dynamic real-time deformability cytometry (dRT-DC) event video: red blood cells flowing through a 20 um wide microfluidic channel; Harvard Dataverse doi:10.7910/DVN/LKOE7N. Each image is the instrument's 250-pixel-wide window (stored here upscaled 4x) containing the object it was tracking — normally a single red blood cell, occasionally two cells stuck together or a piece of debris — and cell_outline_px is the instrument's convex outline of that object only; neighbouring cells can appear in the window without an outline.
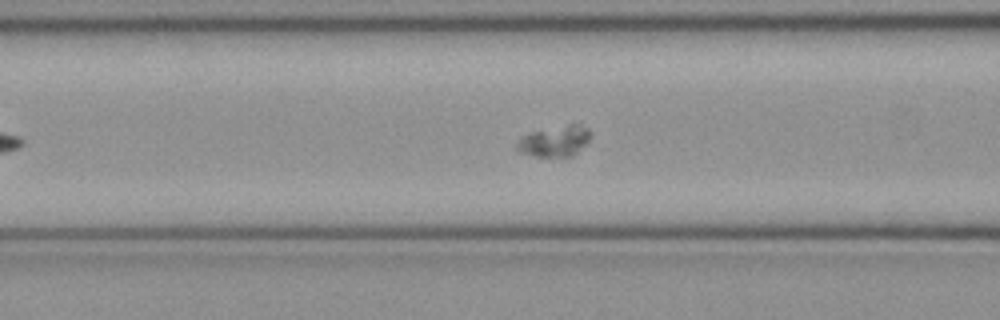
{"species": "common noctule bat (a hibernating species)", "species_latin": "Nyctalus noctula", "temperature_condition": "cold", "stored_images_in_passage": 42, "camera_frame_rate_fps": 3000, "um_per_image_px": 0.085, "animal": {"sex": "female", "body_mass_g": 21.9}, "frame": {"image": 1, "passage_image": 11, "time_ms": 3.333, "image_size_px": [1000, 320], "cell_outline_px": [[592, 136], [588, 144], [572, 156], [536, 156], [516, 152], [516, 144], [520, 136], [532, 132], [568, 124], [580, 124], [588, 128], [592, 132]], "centroid_in_image_um": [47.18, 11.99], "position_along_channel_um": 119.4, "area_um2": 13.47}}
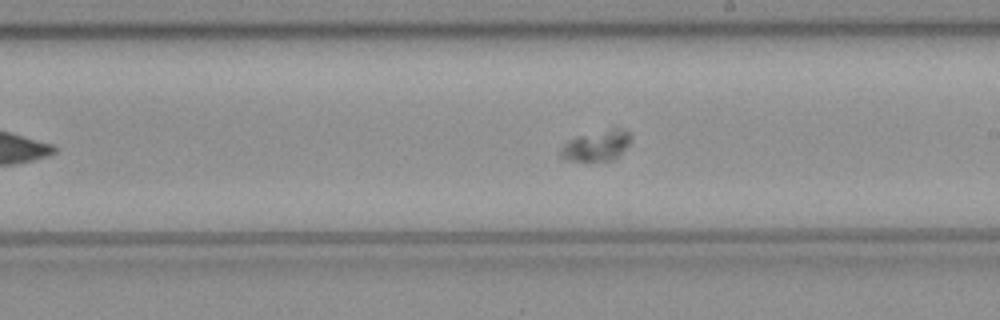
{"frame": {"image": 2, "passage_image": 20, "time_ms": 6.333, "image_size_px": [1000, 320], "cell_outline_px": [[632, 136], [628, 144], [612, 160], [568, 160], [560, 156], [560, 148], [568, 140], [576, 136], [612, 128], [620, 128], [628, 132]], "centroid_in_image_um": [50.68, 12.35], "position_along_channel_um": 238.3, "area_um2": 12.2}}
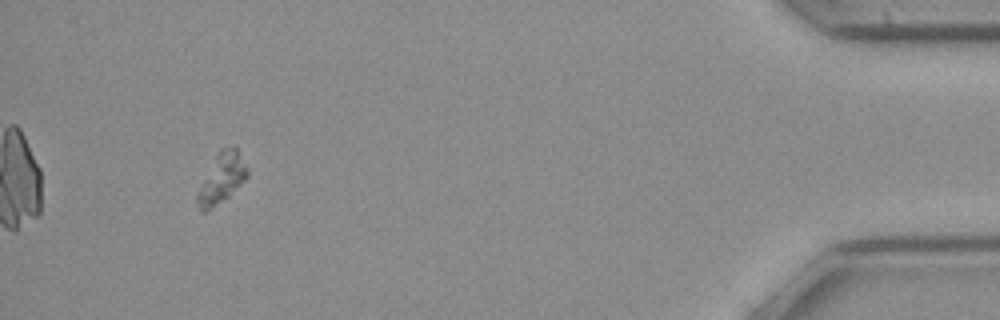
{"frame": {"image": 3, "passage_image": 39, "time_ms": 12.667, "image_size_px": [1000, 320], "cell_outline_px": [[248, 176], [228, 196], [204, 212], [200, 212], [196, 200], [196, 196], [220, 148], [232, 144], [236, 148], [248, 172]], "centroid_in_image_um": [18.84, 15.13], "position_along_channel_um": 416.4, "area_um2": 13.76}}